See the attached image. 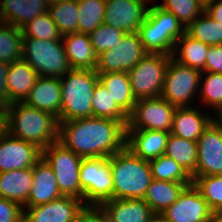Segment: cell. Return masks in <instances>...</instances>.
Here are the masks:
<instances>
[{
  "label": "cell",
  "instance_id": "obj_9",
  "mask_svg": "<svg viewBox=\"0 0 222 222\" xmlns=\"http://www.w3.org/2000/svg\"><path fill=\"white\" fill-rule=\"evenodd\" d=\"M170 57L147 53L127 72L136 100L161 96Z\"/></svg>",
  "mask_w": 222,
  "mask_h": 222
},
{
  "label": "cell",
  "instance_id": "obj_22",
  "mask_svg": "<svg viewBox=\"0 0 222 222\" xmlns=\"http://www.w3.org/2000/svg\"><path fill=\"white\" fill-rule=\"evenodd\" d=\"M99 206L110 222H152L156 216L144 199H108Z\"/></svg>",
  "mask_w": 222,
  "mask_h": 222
},
{
  "label": "cell",
  "instance_id": "obj_12",
  "mask_svg": "<svg viewBox=\"0 0 222 222\" xmlns=\"http://www.w3.org/2000/svg\"><path fill=\"white\" fill-rule=\"evenodd\" d=\"M147 52L137 32L125 33L113 48L97 56L95 71L97 74L128 72Z\"/></svg>",
  "mask_w": 222,
  "mask_h": 222
},
{
  "label": "cell",
  "instance_id": "obj_8",
  "mask_svg": "<svg viewBox=\"0 0 222 222\" xmlns=\"http://www.w3.org/2000/svg\"><path fill=\"white\" fill-rule=\"evenodd\" d=\"M201 73L170 57L161 96L175 107L193 106L198 98Z\"/></svg>",
  "mask_w": 222,
  "mask_h": 222
},
{
  "label": "cell",
  "instance_id": "obj_30",
  "mask_svg": "<svg viewBox=\"0 0 222 222\" xmlns=\"http://www.w3.org/2000/svg\"><path fill=\"white\" fill-rule=\"evenodd\" d=\"M197 152V142L170 133L165 155L177 162L190 176L196 171Z\"/></svg>",
  "mask_w": 222,
  "mask_h": 222
},
{
  "label": "cell",
  "instance_id": "obj_51",
  "mask_svg": "<svg viewBox=\"0 0 222 222\" xmlns=\"http://www.w3.org/2000/svg\"><path fill=\"white\" fill-rule=\"evenodd\" d=\"M63 1H68V0H48L49 4H56V3H60Z\"/></svg>",
  "mask_w": 222,
  "mask_h": 222
},
{
  "label": "cell",
  "instance_id": "obj_36",
  "mask_svg": "<svg viewBox=\"0 0 222 222\" xmlns=\"http://www.w3.org/2000/svg\"><path fill=\"white\" fill-rule=\"evenodd\" d=\"M23 34L20 28L0 22V61L11 63L22 59Z\"/></svg>",
  "mask_w": 222,
  "mask_h": 222
},
{
  "label": "cell",
  "instance_id": "obj_18",
  "mask_svg": "<svg viewBox=\"0 0 222 222\" xmlns=\"http://www.w3.org/2000/svg\"><path fill=\"white\" fill-rule=\"evenodd\" d=\"M190 107H177L174 113L172 129L173 135L197 142L204 130L215 119L213 113H208L206 109ZM206 110V111H205Z\"/></svg>",
  "mask_w": 222,
  "mask_h": 222
},
{
  "label": "cell",
  "instance_id": "obj_1",
  "mask_svg": "<svg viewBox=\"0 0 222 222\" xmlns=\"http://www.w3.org/2000/svg\"><path fill=\"white\" fill-rule=\"evenodd\" d=\"M58 142L82 158H109L126 147V125L100 117L59 122Z\"/></svg>",
  "mask_w": 222,
  "mask_h": 222
},
{
  "label": "cell",
  "instance_id": "obj_20",
  "mask_svg": "<svg viewBox=\"0 0 222 222\" xmlns=\"http://www.w3.org/2000/svg\"><path fill=\"white\" fill-rule=\"evenodd\" d=\"M24 102L52 114L60 122L62 108L60 78L39 76Z\"/></svg>",
  "mask_w": 222,
  "mask_h": 222
},
{
  "label": "cell",
  "instance_id": "obj_39",
  "mask_svg": "<svg viewBox=\"0 0 222 222\" xmlns=\"http://www.w3.org/2000/svg\"><path fill=\"white\" fill-rule=\"evenodd\" d=\"M23 36L40 40H62L57 25L48 12L36 16L22 28Z\"/></svg>",
  "mask_w": 222,
  "mask_h": 222
},
{
  "label": "cell",
  "instance_id": "obj_42",
  "mask_svg": "<svg viewBox=\"0 0 222 222\" xmlns=\"http://www.w3.org/2000/svg\"><path fill=\"white\" fill-rule=\"evenodd\" d=\"M23 216L20 204L0 197V222H23Z\"/></svg>",
  "mask_w": 222,
  "mask_h": 222
},
{
  "label": "cell",
  "instance_id": "obj_49",
  "mask_svg": "<svg viewBox=\"0 0 222 222\" xmlns=\"http://www.w3.org/2000/svg\"><path fill=\"white\" fill-rule=\"evenodd\" d=\"M215 119L222 124V109L221 111L215 116Z\"/></svg>",
  "mask_w": 222,
  "mask_h": 222
},
{
  "label": "cell",
  "instance_id": "obj_6",
  "mask_svg": "<svg viewBox=\"0 0 222 222\" xmlns=\"http://www.w3.org/2000/svg\"><path fill=\"white\" fill-rule=\"evenodd\" d=\"M22 58L43 77L61 78L71 70L62 40L23 36Z\"/></svg>",
  "mask_w": 222,
  "mask_h": 222
},
{
  "label": "cell",
  "instance_id": "obj_52",
  "mask_svg": "<svg viewBox=\"0 0 222 222\" xmlns=\"http://www.w3.org/2000/svg\"><path fill=\"white\" fill-rule=\"evenodd\" d=\"M215 213L222 218V206L215 211Z\"/></svg>",
  "mask_w": 222,
  "mask_h": 222
},
{
  "label": "cell",
  "instance_id": "obj_28",
  "mask_svg": "<svg viewBox=\"0 0 222 222\" xmlns=\"http://www.w3.org/2000/svg\"><path fill=\"white\" fill-rule=\"evenodd\" d=\"M99 81L111 94L115 103L129 116L136 103L127 72L98 74Z\"/></svg>",
  "mask_w": 222,
  "mask_h": 222
},
{
  "label": "cell",
  "instance_id": "obj_10",
  "mask_svg": "<svg viewBox=\"0 0 222 222\" xmlns=\"http://www.w3.org/2000/svg\"><path fill=\"white\" fill-rule=\"evenodd\" d=\"M107 157L83 158L80 165V185L85 205L99 206L113 199V178Z\"/></svg>",
  "mask_w": 222,
  "mask_h": 222
},
{
  "label": "cell",
  "instance_id": "obj_19",
  "mask_svg": "<svg viewBox=\"0 0 222 222\" xmlns=\"http://www.w3.org/2000/svg\"><path fill=\"white\" fill-rule=\"evenodd\" d=\"M33 183L26 207L46 204L63 196L57 185L52 167L42 157L32 168Z\"/></svg>",
  "mask_w": 222,
  "mask_h": 222
},
{
  "label": "cell",
  "instance_id": "obj_26",
  "mask_svg": "<svg viewBox=\"0 0 222 222\" xmlns=\"http://www.w3.org/2000/svg\"><path fill=\"white\" fill-rule=\"evenodd\" d=\"M33 183L32 168L0 173V197L26 207Z\"/></svg>",
  "mask_w": 222,
  "mask_h": 222
},
{
  "label": "cell",
  "instance_id": "obj_50",
  "mask_svg": "<svg viewBox=\"0 0 222 222\" xmlns=\"http://www.w3.org/2000/svg\"><path fill=\"white\" fill-rule=\"evenodd\" d=\"M152 222H167L161 216H155Z\"/></svg>",
  "mask_w": 222,
  "mask_h": 222
},
{
  "label": "cell",
  "instance_id": "obj_13",
  "mask_svg": "<svg viewBox=\"0 0 222 222\" xmlns=\"http://www.w3.org/2000/svg\"><path fill=\"white\" fill-rule=\"evenodd\" d=\"M198 159L192 176L222 175V124L214 119L197 140Z\"/></svg>",
  "mask_w": 222,
  "mask_h": 222
},
{
  "label": "cell",
  "instance_id": "obj_5",
  "mask_svg": "<svg viewBox=\"0 0 222 222\" xmlns=\"http://www.w3.org/2000/svg\"><path fill=\"white\" fill-rule=\"evenodd\" d=\"M99 81L95 70L71 69L60 78V122L92 117V97Z\"/></svg>",
  "mask_w": 222,
  "mask_h": 222
},
{
  "label": "cell",
  "instance_id": "obj_27",
  "mask_svg": "<svg viewBox=\"0 0 222 222\" xmlns=\"http://www.w3.org/2000/svg\"><path fill=\"white\" fill-rule=\"evenodd\" d=\"M187 187L182 182H170L152 179L144 196L145 202L151 207L153 213L159 216L170 207Z\"/></svg>",
  "mask_w": 222,
  "mask_h": 222
},
{
  "label": "cell",
  "instance_id": "obj_21",
  "mask_svg": "<svg viewBox=\"0 0 222 222\" xmlns=\"http://www.w3.org/2000/svg\"><path fill=\"white\" fill-rule=\"evenodd\" d=\"M170 133L156 130H126V148L135 156L150 161L165 154Z\"/></svg>",
  "mask_w": 222,
  "mask_h": 222
},
{
  "label": "cell",
  "instance_id": "obj_32",
  "mask_svg": "<svg viewBox=\"0 0 222 222\" xmlns=\"http://www.w3.org/2000/svg\"><path fill=\"white\" fill-rule=\"evenodd\" d=\"M92 117L122 121L126 126L129 116L115 103L105 86L98 81L92 97Z\"/></svg>",
  "mask_w": 222,
  "mask_h": 222
},
{
  "label": "cell",
  "instance_id": "obj_7",
  "mask_svg": "<svg viewBox=\"0 0 222 222\" xmlns=\"http://www.w3.org/2000/svg\"><path fill=\"white\" fill-rule=\"evenodd\" d=\"M42 157L52 167L61 194L83 201V190L80 185V165L83 158L65 148L60 142L44 148Z\"/></svg>",
  "mask_w": 222,
  "mask_h": 222
},
{
  "label": "cell",
  "instance_id": "obj_44",
  "mask_svg": "<svg viewBox=\"0 0 222 222\" xmlns=\"http://www.w3.org/2000/svg\"><path fill=\"white\" fill-rule=\"evenodd\" d=\"M202 72L222 74V45L209 46L205 69Z\"/></svg>",
  "mask_w": 222,
  "mask_h": 222
},
{
  "label": "cell",
  "instance_id": "obj_40",
  "mask_svg": "<svg viewBox=\"0 0 222 222\" xmlns=\"http://www.w3.org/2000/svg\"><path fill=\"white\" fill-rule=\"evenodd\" d=\"M191 177L211 210L219 209L222 206V175Z\"/></svg>",
  "mask_w": 222,
  "mask_h": 222
},
{
  "label": "cell",
  "instance_id": "obj_11",
  "mask_svg": "<svg viewBox=\"0 0 222 222\" xmlns=\"http://www.w3.org/2000/svg\"><path fill=\"white\" fill-rule=\"evenodd\" d=\"M176 108L162 96L138 99L129 115L126 130H156L170 133Z\"/></svg>",
  "mask_w": 222,
  "mask_h": 222
},
{
  "label": "cell",
  "instance_id": "obj_2",
  "mask_svg": "<svg viewBox=\"0 0 222 222\" xmlns=\"http://www.w3.org/2000/svg\"><path fill=\"white\" fill-rule=\"evenodd\" d=\"M7 108L8 134L38 146L40 149L59 140V120L52 114L27 105L11 103Z\"/></svg>",
  "mask_w": 222,
  "mask_h": 222
},
{
  "label": "cell",
  "instance_id": "obj_4",
  "mask_svg": "<svg viewBox=\"0 0 222 222\" xmlns=\"http://www.w3.org/2000/svg\"><path fill=\"white\" fill-rule=\"evenodd\" d=\"M186 32L177 17L156 4L150 5L138 35L147 53L171 55L175 43Z\"/></svg>",
  "mask_w": 222,
  "mask_h": 222
},
{
  "label": "cell",
  "instance_id": "obj_33",
  "mask_svg": "<svg viewBox=\"0 0 222 222\" xmlns=\"http://www.w3.org/2000/svg\"><path fill=\"white\" fill-rule=\"evenodd\" d=\"M48 14L57 25L62 36L70 33H78V0L49 4Z\"/></svg>",
  "mask_w": 222,
  "mask_h": 222
},
{
  "label": "cell",
  "instance_id": "obj_17",
  "mask_svg": "<svg viewBox=\"0 0 222 222\" xmlns=\"http://www.w3.org/2000/svg\"><path fill=\"white\" fill-rule=\"evenodd\" d=\"M84 206L78 198L61 196L46 204L25 207L23 222H75Z\"/></svg>",
  "mask_w": 222,
  "mask_h": 222
},
{
  "label": "cell",
  "instance_id": "obj_23",
  "mask_svg": "<svg viewBox=\"0 0 222 222\" xmlns=\"http://www.w3.org/2000/svg\"><path fill=\"white\" fill-rule=\"evenodd\" d=\"M48 0H0V22L22 28L36 16L48 12Z\"/></svg>",
  "mask_w": 222,
  "mask_h": 222
},
{
  "label": "cell",
  "instance_id": "obj_43",
  "mask_svg": "<svg viewBox=\"0 0 222 222\" xmlns=\"http://www.w3.org/2000/svg\"><path fill=\"white\" fill-rule=\"evenodd\" d=\"M75 222H110L100 206L85 205L76 216Z\"/></svg>",
  "mask_w": 222,
  "mask_h": 222
},
{
  "label": "cell",
  "instance_id": "obj_54",
  "mask_svg": "<svg viewBox=\"0 0 222 222\" xmlns=\"http://www.w3.org/2000/svg\"><path fill=\"white\" fill-rule=\"evenodd\" d=\"M203 3H207L208 1H211V0H201Z\"/></svg>",
  "mask_w": 222,
  "mask_h": 222
},
{
  "label": "cell",
  "instance_id": "obj_37",
  "mask_svg": "<svg viewBox=\"0 0 222 222\" xmlns=\"http://www.w3.org/2000/svg\"><path fill=\"white\" fill-rule=\"evenodd\" d=\"M78 33L89 34L104 23L105 0H78Z\"/></svg>",
  "mask_w": 222,
  "mask_h": 222
},
{
  "label": "cell",
  "instance_id": "obj_38",
  "mask_svg": "<svg viewBox=\"0 0 222 222\" xmlns=\"http://www.w3.org/2000/svg\"><path fill=\"white\" fill-rule=\"evenodd\" d=\"M157 5L173 13L185 29L205 11L201 0H163Z\"/></svg>",
  "mask_w": 222,
  "mask_h": 222
},
{
  "label": "cell",
  "instance_id": "obj_3",
  "mask_svg": "<svg viewBox=\"0 0 222 222\" xmlns=\"http://www.w3.org/2000/svg\"><path fill=\"white\" fill-rule=\"evenodd\" d=\"M108 160L113 178V199H143L152 181L149 162L126 147Z\"/></svg>",
  "mask_w": 222,
  "mask_h": 222
},
{
  "label": "cell",
  "instance_id": "obj_34",
  "mask_svg": "<svg viewBox=\"0 0 222 222\" xmlns=\"http://www.w3.org/2000/svg\"><path fill=\"white\" fill-rule=\"evenodd\" d=\"M149 162L152 179L170 182H182L187 186L193 184L192 177L172 158L165 154Z\"/></svg>",
  "mask_w": 222,
  "mask_h": 222
},
{
  "label": "cell",
  "instance_id": "obj_48",
  "mask_svg": "<svg viewBox=\"0 0 222 222\" xmlns=\"http://www.w3.org/2000/svg\"><path fill=\"white\" fill-rule=\"evenodd\" d=\"M208 222H222V218L213 212Z\"/></svg>",
  "mask_w": 222,
  "mask_h": 222
},
{
  "label": "cell",
  "instance_id": "obj_41",
  "mask_svg": "<svg viewBox=\"0 0 222 222\" xmlns=\"http://www.w3.org/2000/svg\"><path fill=\"white\" fill-rule=\"evenodd\" d=\"M124 34L125 32L102 23L88 35L93 49L98 56L104 51L113 48L123 38Z\"/></svg>",
  "mask_w": 222,
  "mask_h": 222
},
{
  "label": "cell",
  "instance_id": "obj_31",
  "mask_svg": "<svg viewBox=\"0 0 222 222\" xmlns=\"http://www.w3.org/2000/svg\"><path fill=\"white\" fill-rule=\"evenodd\" d=\"M199 106L211 109L215 116L222 109V74L212 72H202L200 76V86L198 93ZM214 109V110H213Z\"/></svg>",
  "mask_w": 222,
  "mask_h": 222
},
{
  "label": "cell",
  "instance_id": "obj_45",
  "mask_svg": "<svg viewBox=\"0 0 222 222\" xmlns=\"http://www.w3.org/2000/svg\"><path fill=\"white\" fill-rule=\"evenodd\" d=\"M9 63L0 61V106H8V89L6 86V77Z\"/></svg>",
  "mask_w": 222,
  "mask_h": 222
},
{
  "label": "cell",
  "instance_id": "obj_15",
  "mask_svg": "<svg viewBox=\"0 0 222 222\" xmlns=\"http://www.w3.org/2000/svg\"><path fill=\"white\" fill-rule=\"evenodd\" d=\"M149 6L143 0H105L104 23L125 33L137 32Z\"/></svg>",
  "mask_w": 222,
  "mask_h": 222
},
{
  "label": "cell",
  "instance_id": "obj_47",
  "mask_svg": "<svg viewBox=\"0 0 222 222\" xmlns=\"http://www.w3.org/2000/svg\"><path fill=\"white\" fill-rule=\"evenodd\" d=\"M8 134V114L7 108L0 106V140Z\"/></svg>",
  "mask_w": 222,
  "mask_h": 222
},
{
  "label": "cell",
  "instance_id": "obj_24",
  "mask_svg": "<svg viewBox=\"0 0 222 222\" xmlns=\"http://www.w3.org/2000/svg\"><path fill=\"white\" fill-rule=\"evenodd\" d=\"M38 77V73L23 58L9 63L6 77L8 106L24 102Z\"/></svg>",
  "mask_w": 222,
  "mask_h": 222
},
{
  "label": "cell",
  "instance_id": "obj_14",
  "mask_svg": "<svg viewBox=\"0 0 222 222\" xmlns=\"http://www.w3.org/2000/svg\"><path fill=\"white\" fill-rule=\"evenodd\" d=\"M212 213L201 192L192 184L159 216L167 222H208Z\"/></svg>",
  "mask_w": 222,
  "mask_h": 222
},
{
  "label": "cell",
  "instance_id": "obj_46",
  "mask_svg": "<svg viewBox=\"0 0 222 222\" xmlns=\"http://www.w3.org/2000/svg\"><path fill=\"white\" fill-rule=\"evenodd\" d=\"M205 12L212 19L222 24V0H211L205 3Z\"/></svg>",
  "mask_w": 222,
  "mask_h": 222
},
{
  "label": "cell",
  "instance_id": "obj_53",
  "mask_svg": "<svg viewBox=\"0 0 222 222\" xmlns=\"http://www.w3.org/2000/svg\"><path fill=\"white\" fill-rule=\"evenodd\" d=\"M143 1L146 2V3H148L149 5L155 3L154 0H143ZM153 1H154V2H153Z\"/></svg>",
  "mask_w": 222,
  "mask_h": 222
},
{
  "label": "cell",
  "instance_id": "obj_35",
  "mask_svg": "<svg viewBox=\"0 0 222 222\" xmlns=\"http://www.w3.org/2000/svg\"><path fill=\"white\" fill-rule=\"evenodd\" d=\"M186 33L209 46L222 45V24L205 11L187 27Z\"/></svg>",
  "mask_w": 222,
  "mask_h": 222
},
{
  "label": "cell",
  "instance_id": "obj_29",
  "mask_svg": "<svg viewBox=\"0 0 222 222\" xmlns=\"http://www.w3.org/2000/svg\"><path fill=\"white\" fill-rule=\"evenodd\" d=\"M209 45L193 39L186 32L175 43L171 57L177 62L200 70L205 69V61Z\"/></svg>",
  "mask_w": 222,
  "mask_h": 222
},
{
  "label": "cell",
  "instance_id": "obj_25",
  "mask_svg": "<svg viewBox=\"0 0 222 222\" xmlns=\"http://www.w3.org/2000/svg\"><path fill=\"white\" fill-rule=\"evenodd\" d=\"M62 42L71 69L95 70L97 55L88 34H66L62 36Z\"/></svg>",
  "mask_w": 222,
  "mask_h": 222
},
{
  "label": "cell",
  "instance_id": "obj_16",
  "mask_svg": "<svg viewBox=\"0 0 222 222\" xmlns=\"http://www.w3.org/2000/svg\"><path fill=\"white\" fill-rule=\"evenodd\" d=\"M42 158V149L7 134L0 140V173L33 168Z\"/></svg>",
  "mask_w": 222,
  "mask_h": 222
}]
</instances>
